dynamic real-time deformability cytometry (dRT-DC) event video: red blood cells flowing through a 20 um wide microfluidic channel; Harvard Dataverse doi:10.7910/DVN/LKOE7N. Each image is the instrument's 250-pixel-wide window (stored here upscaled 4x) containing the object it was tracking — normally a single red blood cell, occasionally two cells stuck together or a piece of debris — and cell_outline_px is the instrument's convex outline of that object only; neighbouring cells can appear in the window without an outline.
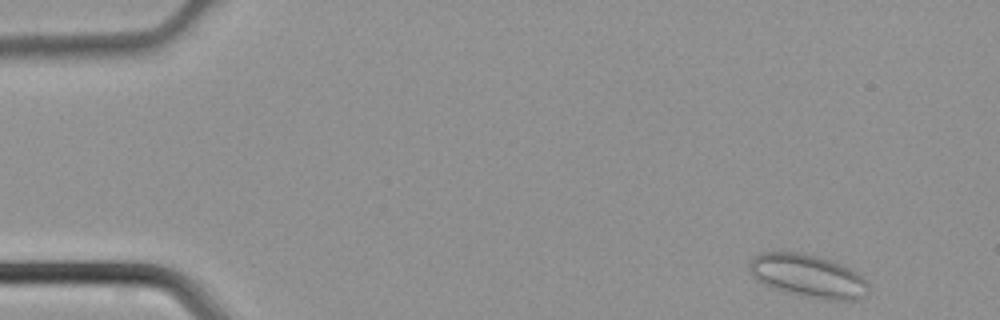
{"species": "common noctule bat (a hibernating species)", "species_latin": "Nyctalus noctula", "temperature_condition": "cold", "stored_images_in_passage": 43, "camera_frame_rate_fps": 3000, "um_per_image_px": 0.085, "animal": {"sex": "male", "body_mass_g": 21.5, "forearm_length_mm": 52.0}, "frame": {"image": 1, "passage_image": 1, "time_ms": 0.0, "image_size_px": [1000, 320], "cell_outline_px": [[868, 288], [864, 296], [860, 300], [824, 300], [804, 296], [772, 288], [756, 280], [752, 276], [748, 268], [748, 264], [752, 256], [760, 252], [780, 248], [820, 256], [840, 264], [864, 276], [868, 280]], "centroid_in_image_um": [68.62, 23.41], "position_along_channel_um": 16.4, "area_um2": 30.81}}
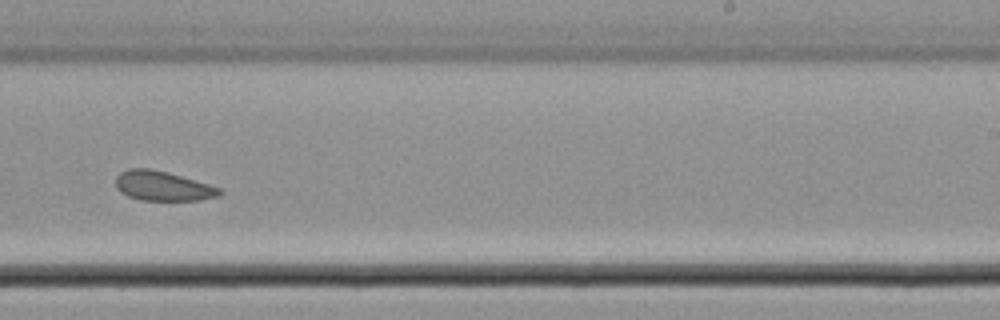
{"frame": {"image": 2, "passage_image": 26, "time_ms": 8.333, "image_size_px": [1000, 320], "cell_outline_px": [[224, 192], [220, 196], [200, 200], [140, 200], [128, 196], [120, 192], [116, 188], [116, 176], [120, 172], [128, 168], [148, 168], [168, 172], [208, 184], [220, 188]], "centroid_in_image_um": [13.83, 15.81], "position_along_channel_um": 275.2, "area_um2": 18.03}}
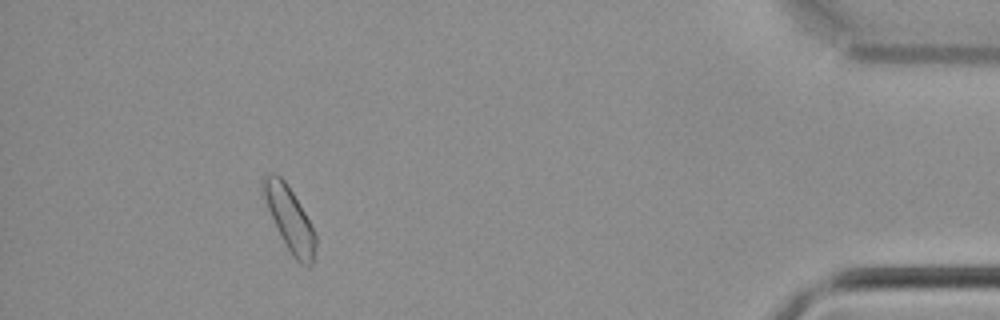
{"frame": {"image": 3, "passage_image": 39, "time_ms": 12.667, "image_size_px": [1000, 320], "cell_outline_px": [[316, 248], [312, 264], [308, 268], [300, 264], [292, 256], [280, 236], [268, 208], [260, 184], [260, 180], [268, 172], [276, 172], [284, 180], [292, 192], [316, 232]], "centroid_in_image_um": [24.62, 18.61], "position_along_channel_um": 410.6, "area_um2": 19.59}}